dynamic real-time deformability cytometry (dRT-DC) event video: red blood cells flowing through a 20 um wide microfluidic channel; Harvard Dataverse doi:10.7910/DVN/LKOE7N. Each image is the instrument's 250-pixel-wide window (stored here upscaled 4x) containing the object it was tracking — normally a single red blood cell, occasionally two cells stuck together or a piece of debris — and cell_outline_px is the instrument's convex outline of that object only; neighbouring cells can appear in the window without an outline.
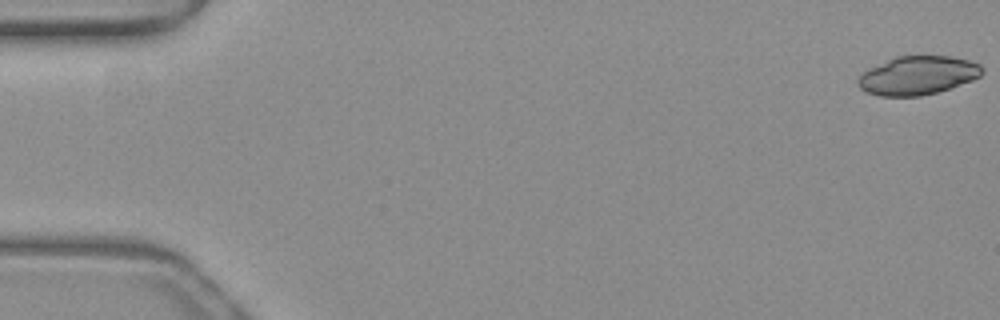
{"species": "common noctule bat (a hibernating species)", "species_latin": "Nyctalus noctula", "temperature_condition": "warm", "stored_images_in_passage": 52, "camera_frame_rate_fps": 3000, "um_per_image_px": 0.085, "animal": {"sex": "female", "body_mass_g": 19.3, "forearm_length_mm": 54.1}, "frame": {"image": 1, "passage_image": 1, "time_ms": 0.0, "image_size_px": [1000, 320], "cell_outline_px": [[984, 72], [980, 76], [972, 80], [936, 92], [920, 96], [880, 96], [868, 92], [860, 88], [856, 80], [864, 72], [896, 56], [952, 56], [968, 60], [980, 64], [984, 68]], "centroid_in_image_um": [78.04, 6.41], "position_along_channel_um": 7.0, "area_um2": 27.57}}